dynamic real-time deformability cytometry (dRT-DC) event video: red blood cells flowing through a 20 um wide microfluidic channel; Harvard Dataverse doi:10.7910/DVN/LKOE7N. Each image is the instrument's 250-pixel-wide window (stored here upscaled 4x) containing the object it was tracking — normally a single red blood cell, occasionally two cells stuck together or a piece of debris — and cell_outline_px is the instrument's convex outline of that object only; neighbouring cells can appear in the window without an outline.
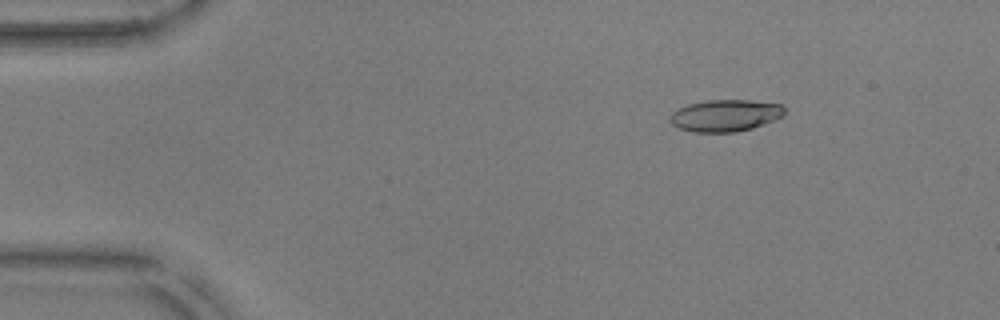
{"species": "common noctule bat (a hibernating species)", "species_latin": "Nyctalus noctula", "temperature_condition": "warm", "stored_images_in_passage": 53, "camera_frame_rate_fps": 3000, "um_per_image_px": 0.085, "animal": {"sex": "male", "body_mass_g": 17.9, "forearm_length_mm": 54.2}, "frame": {"image": 1, "passage_image": 8, "time_ms": 2.333, "image_size_px": [1000, 320], "cell_outline_px": [[788, 112], [784, 116], [776, 120], [752, 128], [736, 132], [692, 132], [680, 128], [672, 124], [668, 120], [672, 112], [688, 104], [704, 100], [748, 100], [780, 104]], "centroid_in_image_um": [61.68, 9.82], "position_along_channel_um": 23.3, "area_um2": 21.44}}
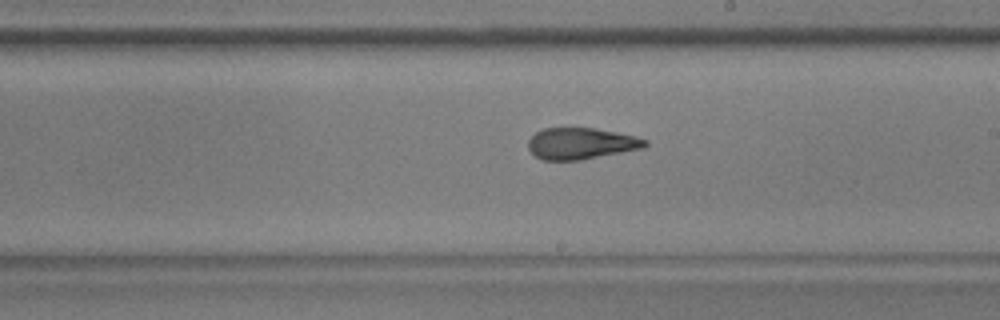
{"frame": {"image": 2, "passage_image": 31, "time_ms": 10.0, "image_size_px": [1000, 320], "cell_outline_px": [[648, 144], [644, 148], [580, 160], [540, 160], [528, 148], [528, 140], [536, 132], [544, 128], [596, 128], [636, 136], [648, 140]], "centroid_in_image_um": [49.4, 12.2], "position_along_channel_um": 239.6, "area_um2": 21.44}}
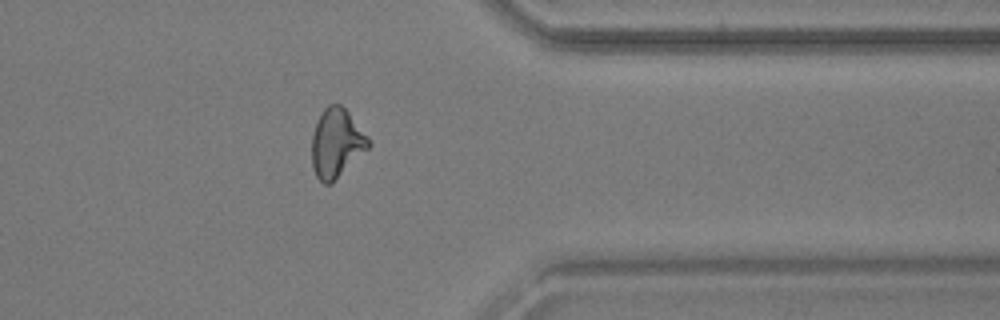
{"frame": {"image": 3, "passage_image": 43, "time_ms": 14.0, "image_size_px": [1000, 320], "cell_outline_px": [[372, 144], [332, 184], [324, 184], [316, 176], [312, 168], [312, 136], [316, 124], [324, 108], [328, 104], [340, 104], [348, 112], [368, 136]], "centroid_in_image_um": [28.6, 12.19], "position_along_channel_um": 382.8, "area_um2": 22.66}, "authors_computed_cell_mechanics": {"area_um2": 21.5594, "velocity_mm_per_s": 3.8261, "shape_relaxation_time_tau1_ms": 4.484, "shape_relaxation_time_tau2_ms": 1.9926, "deformation_change_tau1": 0.1926, "deformation_change_tau2": 0.117}}